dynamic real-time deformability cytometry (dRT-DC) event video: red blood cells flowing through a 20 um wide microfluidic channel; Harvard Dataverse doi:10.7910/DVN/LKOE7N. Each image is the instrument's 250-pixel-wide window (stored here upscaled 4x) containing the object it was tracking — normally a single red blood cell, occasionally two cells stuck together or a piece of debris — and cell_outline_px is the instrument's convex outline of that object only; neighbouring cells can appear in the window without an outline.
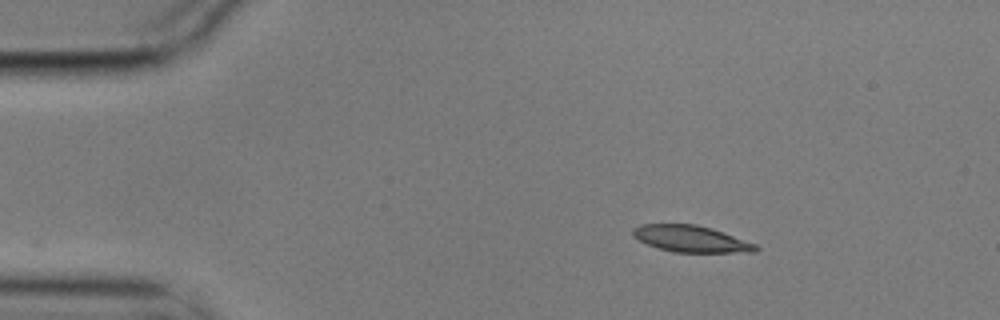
{"species": "common noctule bat (a hibernating species)", "species_latin": "Nyctalus noctula", "temperature_condition": "cold", "stored_images_in_passage": 4, "segment_of_instrument_passage": [1, 2], "camera_frame_rate_fps": 3000, "um_per_image_px": 0.085, "animal": {"sex": "male", "body_mass_g": 17.9}, "frame": {"image": 1, "passage_image": 1, "time_ms": 0.0, "image_size_px": [1000, 320], "cell_outline_px": [[760, 248], [756, 252], [672, 252], [656, 248], [632, 236], [632, 228], [640, 224], [696, 224], [712, 228], [756, 244]], "centroid_in_image_um": [58.72, 20.3], "position_along_channel_um": 26.3, "area_um2": 19.07}}